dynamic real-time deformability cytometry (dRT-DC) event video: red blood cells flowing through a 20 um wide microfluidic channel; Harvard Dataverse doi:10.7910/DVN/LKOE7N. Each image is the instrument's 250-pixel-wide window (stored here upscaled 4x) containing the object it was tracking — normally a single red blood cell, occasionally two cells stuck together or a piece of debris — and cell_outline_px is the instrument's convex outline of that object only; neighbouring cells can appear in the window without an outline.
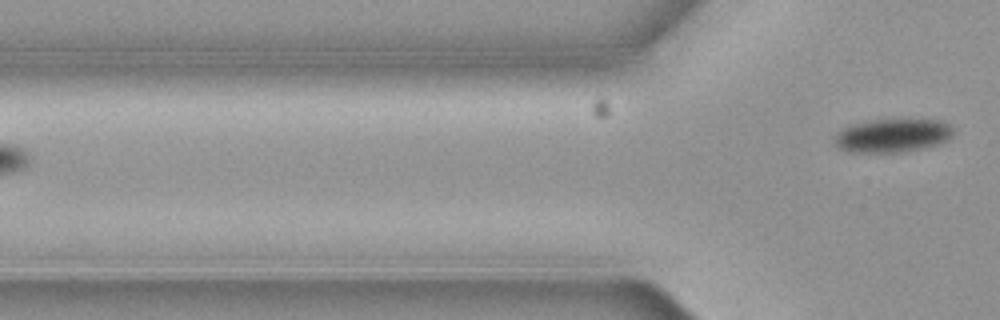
{"species": "common noctule bat (a hibernating species)", "species_latin": "Nyctalus noctula", "temperature_condition": "cold", "stored_images_in_passage": 4, "camera_frame_rate_fps": 3000, "um_per_image_px": 0.085, "animal": {"sex": "female", "body_mass_g": 19.3, "forearm_length_mm": 54.1}, "frame": {"image": 1, "passage_image": 4, "time_ms": 1.0, "image_size_px": [1000, 320], "cell_outline_px": [[956, 132], [948, 140], [936, 144], [920, 148], [900, 152], [848, 152], [840, 148], [832, 140], [836, 132], [852, 124], [872, 120], [940, 120], [948, 124]], "centroid_in_image_um": [75.84, 11.52], "position_along_channel_um": 50.0, "area_um2": 23.06}}